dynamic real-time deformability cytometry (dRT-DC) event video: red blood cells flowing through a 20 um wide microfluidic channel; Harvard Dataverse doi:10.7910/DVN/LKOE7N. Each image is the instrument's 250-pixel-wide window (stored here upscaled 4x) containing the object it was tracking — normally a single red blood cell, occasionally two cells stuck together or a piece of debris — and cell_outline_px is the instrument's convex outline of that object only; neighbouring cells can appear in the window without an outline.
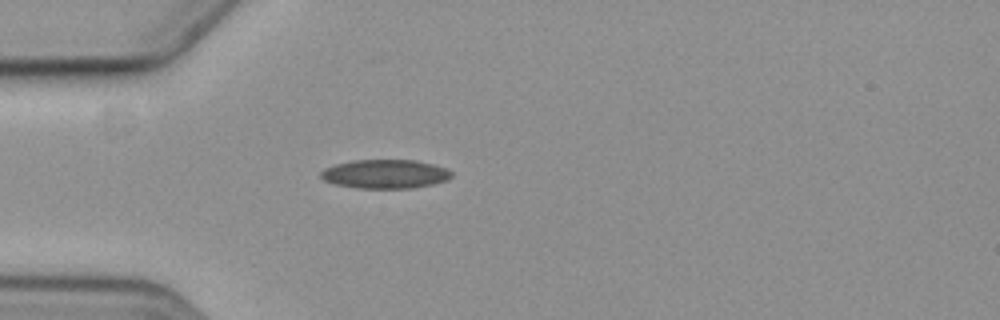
{"species": "common noctule bat (a hibernating species)", "species_latin": "Nyctalus noctula", "temperature_condition": "cold", "stored_images_in_passage": 5, "camera_frame_rate_fps": 3000, "um_per_image_px": 0.085, "animal": {"sex": "female", "body_mass_g": 19.3, "forearm_length_mm": 54.1}, "frame": {"image": 1, "passage_image": 4, "time_ms": 4.0, "image_size_px": [1000, 320], "cell_outline_px": [[452, 176], [448, 180], [432, 184], [412, 188], [356, 188], [336, 184], [324, 180], [320, 176], [320, 172], [324, 168], [336, 164], [352, 160], [416, 160], [436, 164], [448, 168], [452, 172]], "centroid_in_image_um": [32.77, 14.78], "position_along_channel_um": 52.2, "area_um2": 22.2}}